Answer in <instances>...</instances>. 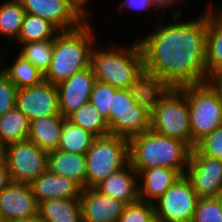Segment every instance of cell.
<instances>
[{"label":"cell","mask_w":222,"mask_h":222,"mask_svg":"<svg viewBox=\"0 0 222 222\" xmlns=\"http://www.w3.org/2000/svg\"><path fill=\"white\" fill-rule=\"evenodd\" d=\"M161 25L138 41L143 53L145 75L154 88H179L211 79L206 70V33L209 9L195 20Z\"/></svg>","instance_id":"1"},{"label":"cell","mask_w":222,"mask_h":222,"mask_svg":"<svg viewBox=\"0 0 222 222\" xmlns=\"http://www.w3.org/2000/svg\"><path fill=\"white\" fill-rule=\"evenodd\" d=\"M90 66L95 79L117 89H150L139 42L124 48L94 50Z\"/></svg>","instance_id":"2"},{"label":"cell","mask_w":222,"mask_h":222,"mask_svg":"<svg viewBox=\"0 0 222 222\" xmlns=\"http://www.w3.org/2000/svg\"><path fill=\"white\" fill-rule=\"evenodd\" d=\"M93 33L86 21L76 29L60 31L54 38L51 63L44 80L57 86L76 72L90 67Z\"/></svg>","instance_id":"3"},{"label":"cell","mask_w":222,"mask_h":222,"mask_svg":"<svg viewBox=\"0 0 222 222\" xmlns=\"http://www.w3.org/2000/svg\"><path fill=\"white\" fill-rule=\"evenodd\" d=\"M190 154L191 149L184 142L151 129L129 139L130 164L138 174L145 169L166 167L185 175Z\"/></svg>","instance_id":"4"},{"label":"cell","mask_w":222,"mask_h":222,"mask_svg":"<svg viewBox=\"0 0 222 222\" xmlns=\"http://www.w3.org/2000/svg\"><path fill=\"white\" fill-rule=\"evenodd\" d=\"M150 129L191 149L188 100L179 88L151 87Z\"/></svg>","instance_id":"5"},{"label":"cell","mask_w":222,"mask_h":222,"mask_svg":"<svg viewBox=\"0 0 222 222\" xmlns=\"http://www.w3.org/2000/svg\"><path fill=\"white\" fill-rule=\"evenodd\" d=\"M151 88L118 89L109 109V134L131 137L150 130Z\"/></svg>","instance_id":"6"},{"label":"cell","mask_w":222,"mask_h":222,"mask_svg":"<svg viewBox=\"0 0 222 222\" xmlns=\"http://www.w3.org/2000/svg\"><path fill=\"white\" fill-rule=\"evenodd\" d=\"M179 89L188 100L192 150L206 135L222 126V90L212 80Z\"/></svg>","instance_id":"7"},{"label":"cell","mask_w":222,"mask_h":222,"mask_svg":"<svg viewBox=\"0 0 222 222\" xmlns=\"http://www.w3.org/2000/svg\"><path fill=\"white\" fill-rule=\"evenodd\" d=\"M86 156V188H95L130 163L129 139L116 135L96 137Z\"/></svg>","instance_id":"8"},{"label":"cell","mask_w":222,"mask_h":222,"mask_svg":"<svg viewBox=\"0 0 222 222\" xmlns=\"http://www.w3.org/2000/svg\"><path fill=\"white\" fill-rule=\"evenodd\" d=\"M5 161L15 183L30 185L48 170V152L28 139L5 146Z\"/></svg>","instance_id":"9"},{"label":"cell","mask_w":222,"mask_h":222,"mask_svg":"<svg viewBox=\"0 0 222 222\" xmlns=\"http://www.w3.org/2000/svg\"><path fill=\"white\" fill-rule=\"evenodd\" d=\"M198 200L190 180L181 175L156 202H153L156 219L161 222H192Z\"/></svg>","instance_id":"10"},{"label":"cell","mask_w":222,"mask_h":222,"mask_svg":"<svg viewBox=\"0 0 222 222\" xmlns=\"http://www.w3.org/2000/svg\"><path fill=\"white\" fill-rule=\"evenodd\" d=\"M185 176L199 198L222 196V161L191 150Z\"/></svg>","instance_id":"11"},{"label":"cell","mask_w":222,"mask_h":222,"mask_svg":"<svg viewBox=\"0 0 222 222\" xmlns=\"http://www.w3.org/2000/svg\"><path fill=\"white\" fill-rule=\"evenodd\" d=\"M25 13L50 21L60 31L78 28L86 21L85 15L73 0H20Z\"/></svg>","instance_id":"12"},{"label":"cell","mask_w":222,"mask_h":222,"mask_svg":"<svg viewBox=\"0 0 222 222\" xmlns=\"http://www.w3.org/2000/svg\"><path fill=\"white\" fill-rule=\"evenodd\" d=\"M15 106L30 121L47 115H61L58 89L45 80L29 88L17 89Z\"/></svg>","instance_id":"13"},{"label":"cell","mask_w":222,"mask_h":222,"mask_svg":"<svg viewBox=\"0 0 222 222\" xmlns=\"http://www.w3.org/2000/svg\"><path fill=\"white\" fill-rule=\"evenodd\" d=\"M37 202L29 184L12 182L0 192V214L3 222L38 215Z\"/></svg>","instance_id":"14"},{"label":"cell","mask_w":222,"mask_h":222,"mask_svg":"<svg viewBox=\"0 0 222 222\" xmlns=\"http://www.w3.org/2000/svg\"><path fill=\"white\" fill-rule=\"evenodd\" d=\"M96 79L90 67L76 72L66 81L58 84L59 112L67 117L73 111L89 102Z\"/></svg>","instance_id":"15"},{"label":"cell","mask_w":222,"mask_h":222,"mask_svg":"<svg viewBox=\"0 0 222 222\" xmlns=\"http://www.w3.org/2000/svg\"><path fill=\"white\" fill-rule=\"evenodd\" d=\"M80 205L82 222H118L126 204L100 193L96 188H85Z\"/></svg>","instance_id":"16"},{"label":"cell","mask_w":222,"mask_h":222,"mask_svg":"<svg viewBox=\"0 0 222 222\" xmlns=\"http://www.w3.org/2000/svg\"><path fill=\"white\" fill-rule=\"evenodd\" d=\"M30 185L38 203L52 199L80 198L83 190L74 180L56 175L49 170Z\"/></svg>","instance_id":"17"},{"label":"cell","mask_w":222,"mask_h":222,"mask_svg":"<svg viewBox=\"0 0 222 222\" xmlns=\"http://www.w3.org/2000/svg\"><path fill=\"white\" fill-rule=\"evenodd\" d=\"M136 178H138V173L129 163L95 188L100 193L120 200L127 205L139 200V187L137 184L139 180H136Z\"/></svg>","instance_id":"18"},{"label":"cell","mask_w":222,"mask_h":222,"mask_svg":"<svg viewBox=\"0 0 222 222\" xmlns=\"http://www.w3.org/2000/svg\"><path fill=\"white\" fill-rule=\"evenodd\" d=\"M65 119L62 115H47L31 120L27 139L46 152L57 150Z\"/></svg>","instance_id":"19"},{"label":"cell","mask_w":222,"mask_h":222,"mask_svg":"<svg viewBox=\"0 0 222 222\" xmlns=\"http://www.w3.org/2000/svg\"><path fill=\"white\" fill-rule=\"evenodd\" d=\"M181 176L177 170L166 167H153L142 170L138 177L143 179L139 185V200L156 202L168 188Z\"/></svg>","instance_id":"20"},{"label":"cell","mask_w":222,"mask_h":222,"mask_svg":"<svg viewBox=\"0 0 222 222\" xmlns=\"http://www.w3.org/2000/svg\"><path fill=\"white\" fill-rule=\"evenodd\" d=\"M48 170L77 182L86 188V156L60 150L48 152Z\"/></svg>","instance_id":"21"},{"label":"cell","mask_w":222,"mask_h":222,"mask_svg":"<svg viewBox=\"0 0 222 222\" xmlns=\"http://www.w3.org/2000/svg\"><path fill=\"white\" fill-rule=\"evenodd\" d=\"M213 8L206 33V70L211 80L222 71V9L217 13Z\"/></svg>","instance_id":"22"},{"label":"cell","mask_w":222,"mask_h":222,"mask_svg":"<svg viewBox=\"0 0 222 222\" xmlns=\"http://www.w3.org/2000/svg\"><path fill=\"white\" fill-rule=\"evenodd\" d=\"M38 214L45 222H82L80 198L41 202Z\"/></svg>","instance_id":"23"},{"label":"cell","mask_w":222,"mask_h":222,"mask_svg":"<svg viewBox=\"0 0 222 222\" xmlns=\"http://www.w3.org/2000/svg\"><path fill=\"white\" fill-rule=\"evenodd\" d=\"M30 120L16 106L0 116V143L7 146L24 141L29 133Z\"/></svg>","instance_id":"24"},{"label":"cell","mask_w":222,"mask_h":222,"mask_svg":"<svg viewBox=\"0 0 222 222\" xmlns=\"http://www.w3.org/2000/svg\"><path fill=\"white\" fill-rule=\"evenodd\" d=\"M95 138L96 136L91 132L65 119L58 150L86 154Z\"/></svg>","instance_id":"25"},{"label":"cell","mask_w":222,"mask_h":222,"mask_svg":"<svg viewBox=\"0 0 222 222\" xmlns=\"http://www.w3.org/2000/svg\"><path fill=\"white\" fill-rule=\"evenodd\" d=\"M60 30L50 21L25 13L18 42H34L54 39Z\"/></svg>","instance_id":"26"},{"label":"cell","mask_w":222,"mask_h":222,"mask_svg":"<svg viewBox=\"0 0 222 222\" xmlns=\"http://www.w3.org/2000/svg\"><path fill=\"white\" fill-rule=\"evenodd\" d=\"M66 119L74 125L80 126L84 130L91 132L96 137L109 134L107 121L90 102L73 111Z\"/></svg>","instance_id":"27"},{"label":"cell","mask_w":222,"mask_h":222,"mask_svg":"<svg viewBox=\"0 0 222 222\" xmlns=\"http://www.w3.org/2000/svg\"><path fill=\"white\" fill-rule=\"evenodd\" d=\"M13 63L12 66L1 69V71L15 84L17 89L35 86L44 80V74L19 54Z\"/></svg>","instance_id":"28"},{"label":"cell","mask_w":222,"mask_h":222,"mask_svg":"<svg viewBox=\"0 0 222 222\" xmlns=\"http://www.w3.org/2000/svg\"><path fill=\"white\" fill-rule=\"evenodd\" d=\"M25 10L20 0H8L0 5V34L18 39Z\"/></svg>","instance_id":"29"},{"label":"cell","mask_w":222,"mask_h":222,"mask_svg":"<svg viewBox=\"0 0 222 222\" xmlns=\"http://www.w3.org/2000/svg\"><path fill=\"white\" fill-rule=\"evenodd\" d=\"M19 55L32 63L43 74L49 69L54 39L22 43Z\"/></svg>","instance_id":"30"},{"label":"cell","mask_w":222,"mask_h":222,"mask_svg":"<svg viewBox=\"0 0 222 222\" xmlns=\"http://www.w3.org/2000/svg\"><path fill=\"white\" fill-rule=\"evenodd\" d=\"M118 89L99 81H95L89 102L94 105L101 116L109 124V109H111L112 96Z\"/></svg>","instance_id":"31"},{"label":"cell","mask_w":222,"mask_h":222,"mask_svg":"<svg viewBox=\"0 0 222 222\" xmlns=\"http://www.w3.org/2000/svg\"><path fill=\"white\" fill-rule=\"evenodd\" d=\"M192 222H222V196L199 198Z\"/></svg>","instance_id":"32"},{"label":"cell","mask_w":222,"mask_h":222,"mask_svg":"<svg viewBox=\"0 0 222 222\" xmlns=\"http://www.w3.org/2000/svg\"><path fill=\"white\" fill-rule=\"evenodd\" d=\"M156 219L155 208L152 203L138 200L125 205L123 214L118 222H153Z\"/></svg>","instance_id":"33"},{"label":"cell","mask_w":222,"mask_h":222,"mask_svg":"<svg viewBox=\"0 0 222 222\" xmlns=\"http://www.w3.org/2000/svg\"><path fill=\"white\" fill-rule=\"evenodd\" d=\"M195 148L202 154L222 161V126L200 140Z\"/></svg>","instance_id":"34"},{"label":"cell","mask_w":222,"mask_h":222,"mask_svg":"<svg viewBox=\"0 0 222 222\" xmlns=\"http://www.w3.org/2000/svg\"><path fill=\"white\" fill-rule=\"evenodd\" d=\"M17 87L0 70V116L15 107Z\"/></svg>","instance_id":"35"},{"label":"cell","mask_w":222,"mask_h":222,"mask_svg":"<svg viewBox=\"0 0 222 222\" xmlns=\"http://www.w3.org/2000/svg\"><path fill=\"white\" fill-rule=\"evenodd\" d=\"M125 5L142 12L151 6L153 7L151 0H124L121 2V6L125 7Z\"/></svg>","instance_id":"36"},{"label":"cell","mask_w":222,"mask_h":222,"mask_svg":"<svg viewBox=\"0 0 222 222\" xmlns=\"http://www.w3.org/2000/svg\"><path fill=\"white\" fill-rule=\"evenodd\" d=\"M12 183L6 161L0 162V192Z\"/></svg>","instance_id":"37"},{"label":"cell","mask_w":222,"mask_h":222,"mask_svg":"<svg viewBox=\"0 0 222 222\" xmlns=\"http://www.w3.org/2000/svg\"><path fill=\"white\" fill-rule=\"evenodd\" d=\"M151 2L153 4V6L156 7V10H157V8H160V7H161V9H162V7L164 9V8L168 7L169 5L173 8L176 3L175 0H151Z\"/></svg>","instance_id":"38"},{"label":"cell","mask_w":222,"mask_h":222,"mask_svg":"<svg viewBox=\"0 0 222 222\" xmlns=\"http://www.w3.org/2000/svg\"><path fill=\"white\" fill-rule=\"evenodd\" d=\"M9 222H45V221L38 214V215L30 217V218L12 220V221H9Z\"/></svg>","instance_id":"39"},{"label":"cell","mask_w":222,"mask_h":222,"mask_svg":"<svg viewBox=\"0 0 222 222\" xmlns=\"http://www.w3.org/2000/svg\"><path fill=\"white\" fill-rule=\"evenodd\" d=\"M74 4L86 15V10L85 7L87 6H84L88 0H73Z\"/></svg>","instance_id":"40"},{"label":"cell","mask_w":222,"mask_h":222,"mask_svg":"<svg viewBox=\"0 0 222 222\" xmlns=\"http://www.w3.org/2000/svg\"><path fill=\"white\" fill-rule=\"evenodd\" d=\"M212 81L222 90V71L217 74Z\"/></svg>","instance_id":"41"},{"label":"cell","mask_w":222,"mask_h":222,"mask_svg":"<svg viewBox=\"0 0 222 222\" xmlns=\"http://www.w3.org/2000/svg\"><path fill=\"white\" fill-rule=\"evenodd\" d=\"M5 160V146L0 143V162Z\"/></svg>","instance_id":"42"},{"label":"cell","mask_w":222,"mask_h":222,"mask_svg":"<svg viewBox=\"0 0 222 222\" xmlns=\"http://www.w3.org/2000/svg\"><path fill=\"white\" fill-rule=\"evenodd\" d=\"M0 222H3V218H2V216H1V214H0Z\"/></svg>","instance_id":"43"},{"label":"cell","mask_w":222,"mask_h":222,"mask_svg":"<svg viewBox=\"0 0 222 222\" xmlns=\"http://www.w3.org/2000/svg\"><path fill=\"white\" fill-rule=\"evenodd\" d=\"M153 222H161V221H159L158 219H155Z\"/></svg>","instance_id":"44"}]
</instances>
